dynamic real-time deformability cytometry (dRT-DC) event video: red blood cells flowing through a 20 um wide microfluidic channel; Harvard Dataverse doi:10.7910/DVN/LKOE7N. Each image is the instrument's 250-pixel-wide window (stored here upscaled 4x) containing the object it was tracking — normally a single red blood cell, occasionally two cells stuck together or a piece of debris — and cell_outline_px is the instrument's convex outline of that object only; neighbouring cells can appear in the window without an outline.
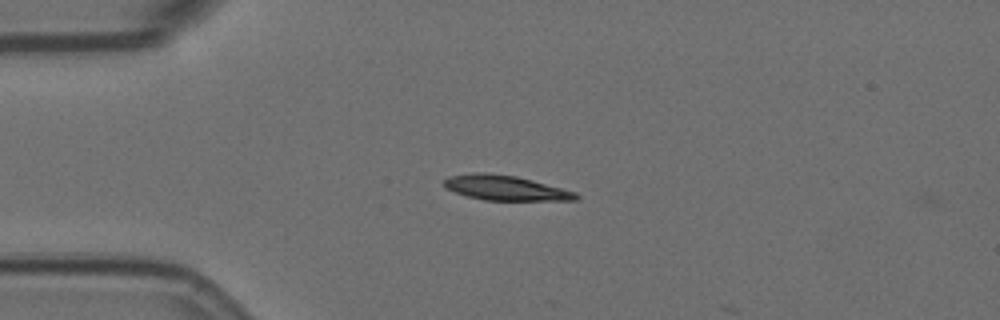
{"species": "Egyptian fruit bat (a non-hibernating species)", "species_latin": "Rousettus aegyptiacus", "temperature_condition": "room temperature", "stored_images_in_passage": 2, "camera_frame_rate_fps": 3000, "um_per_image_px": 0.085, "animal": {"sex": "female"}, "frame": {"image": 1, "passage_image": 1, "time_ms": 0.0, "image_size_px": [1000, 320], "cell_outline_px": [[580, 196], [576, 200], [484, 200], [468, 196], [456, 192], [440, 184], [440, 180], [448, 176], [472, 172], [484, 172], [516, 176], [532, 180], [576, 192]], "centroid_in_image_um": [42.9, 15.95], "position_along_channel_um": 42.1, "area_um2": 19.19}}